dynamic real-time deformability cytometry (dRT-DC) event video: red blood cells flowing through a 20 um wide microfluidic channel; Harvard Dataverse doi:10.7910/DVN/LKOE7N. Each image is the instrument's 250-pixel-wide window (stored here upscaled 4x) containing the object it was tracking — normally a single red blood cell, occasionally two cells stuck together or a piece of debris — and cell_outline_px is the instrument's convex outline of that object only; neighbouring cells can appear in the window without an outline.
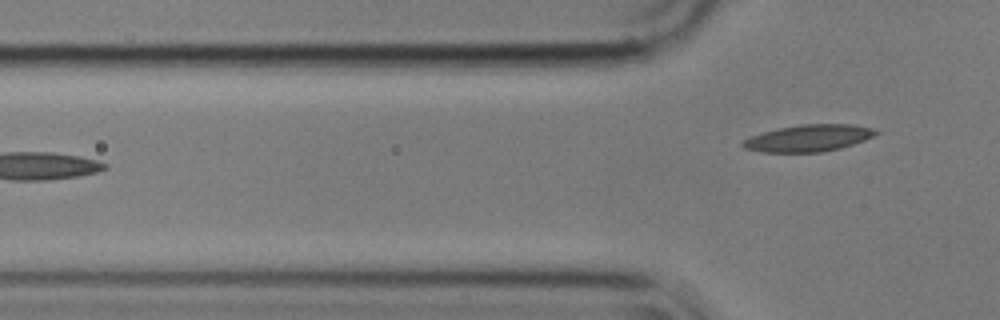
{"species": "common noctule bat (a hibernating species)", "species_latin": "Nyctalus noctula", "temperature_condition": "cold", "stored_images_in_passage": 2, "camera_frame_rate_fps": 3000, "um_per_image_px": 0.085, "animal": {"sex": "male", "body_mass_g": 17.9}, "frame": {"image": 1, "passage_image": 2, "time_ms": 0.333, "image_size_px": [1000, 320], "cell_outline_px": [[880, 132], [864, 140], [840, 148], [824, 152], [760, 152], [744, 148], [740, 144], [744, 140], [752, 136], [764, 132], [780, 128], [804, 124], [852, 124], [872, 128]], "centroid_in_image_um": [68.73, 11.74], "position_along_channel_um": 57.1, "area_um2": 20.58}}